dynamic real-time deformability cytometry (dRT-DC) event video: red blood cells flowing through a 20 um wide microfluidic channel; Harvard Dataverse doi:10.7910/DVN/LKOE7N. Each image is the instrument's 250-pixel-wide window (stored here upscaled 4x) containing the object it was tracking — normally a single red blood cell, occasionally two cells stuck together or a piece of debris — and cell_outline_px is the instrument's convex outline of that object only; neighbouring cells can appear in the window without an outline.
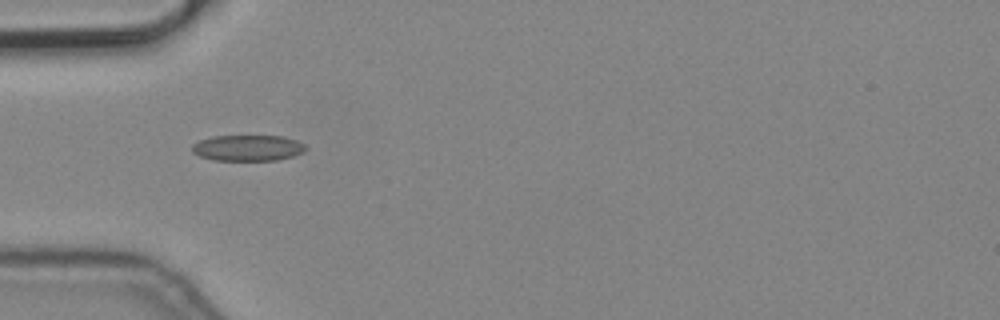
{"species": "common noctule bat (a hibernating species)", "species_latin": "Nyctalus noctula", "temperature_condition": "cold", "stored_images_in_passage": 3, "camera_frame_rate_fps": 3000, "um_per_image_px": 0.085, "animal": {"sex": "male", "body_mass_g": 19.2, "forearm_length_mm": 51.8}, "frame": {"image": 1, "passage_image": 2, "time_ms": 0.333, "image_size_px": [1000, 320], "cell_outline_px": [[308, 148], [304, 152], [292, 156], [276, 160], [212, 160], [200, 156], [192, 152], [192, 144], [200, 140], [212, 136], [284, 136], [296, 140], [304, 144]], "centroid_in_image_um": [21.07, 12.57], "position_along_channel_um": 63.9, "area_um2": 17.22}}